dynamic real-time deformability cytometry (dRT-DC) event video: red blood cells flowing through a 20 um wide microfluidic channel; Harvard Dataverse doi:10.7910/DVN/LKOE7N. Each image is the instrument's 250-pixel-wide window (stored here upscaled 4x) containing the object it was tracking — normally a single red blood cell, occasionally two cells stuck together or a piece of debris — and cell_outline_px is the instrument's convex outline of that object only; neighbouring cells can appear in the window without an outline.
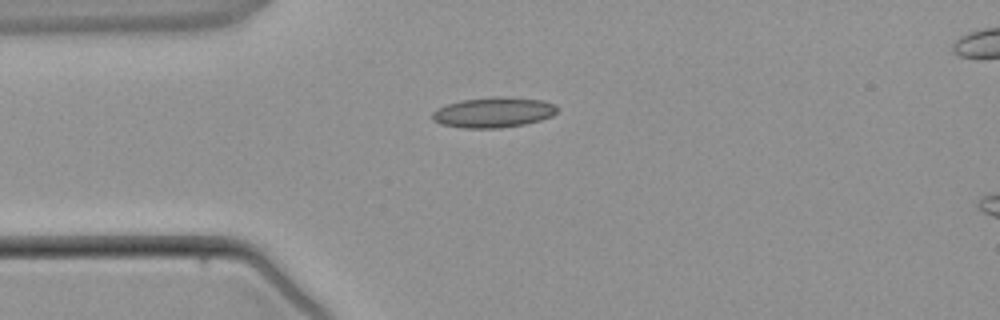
{"species": "common noctule bat (a hibernating species)", "species_latin": "Nyctalus noctula", "temperature_condition": "warm", "stored_images_in_passage": 2, "camera_frame_rate_fps": 3000, "um_per_image_px": 0.085, "animal": {"sex": "male", "body_mass_g": 21.5, "forearm_length_mm": 52.0}, "frame": {"image": 1, "passage_image": 2, "time_ms": 1.333, "image_size_px": [1000, 320], "cell_outline_px": [[556, 112], [552, 116], [540, 120], [524, 124], [500, 128], [464, 128], [440, 124], [432, 120], [432, 112], [436, 108], [448, 104], [464, 100], [496, 96], [500, 96], [544, 100], [556, 104]], "centroid_in_image_um": [41.93, 9.55], "position_along_channel_um": 43.1, "area_um2": 22.08}}